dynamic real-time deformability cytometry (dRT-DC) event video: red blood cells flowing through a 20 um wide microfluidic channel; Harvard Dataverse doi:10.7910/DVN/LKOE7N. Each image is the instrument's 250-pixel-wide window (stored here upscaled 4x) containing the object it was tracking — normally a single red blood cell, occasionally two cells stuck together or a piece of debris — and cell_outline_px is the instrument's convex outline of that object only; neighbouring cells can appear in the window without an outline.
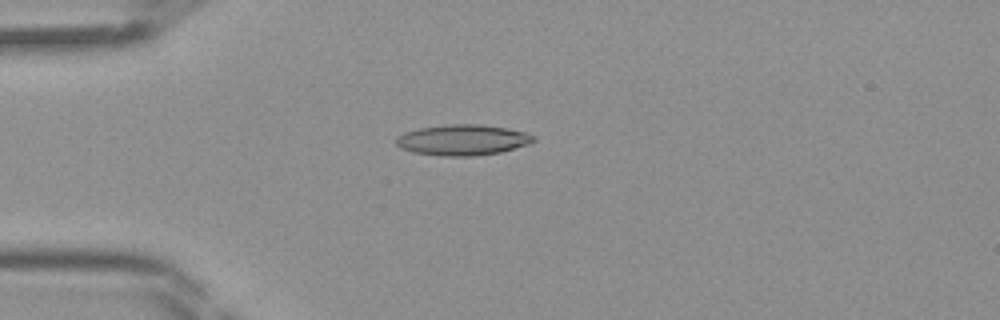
{"species": "Egyptian fruit bat (a non-hibernating species)", "species_latin": "Rousettus aegyptiacus", "temperature_condition": "room temperature", "stored_images_in_passage": 33, "camera_frame_rate_fps": 3000, "um_per_image_px": 0.085, "frame": {"image": 1, "passage_image": 1, "time_ms": 0.0, "image_size_px": [1000, 320], "cell_outline_px": [[536, 140], [528, 144], [500, 152], [476, 156], [440, 156], [412, 152], [400, 148], [396, 144], [396, 136], [404, 132], [420, 128], [448, 124], [480, 124], [504, 128], [524, 132], [536, 136]], "centroid_in_image_um": [39.29, 11.9], "position_along_channel_um": 45.7, "area_um2": 24.62}}
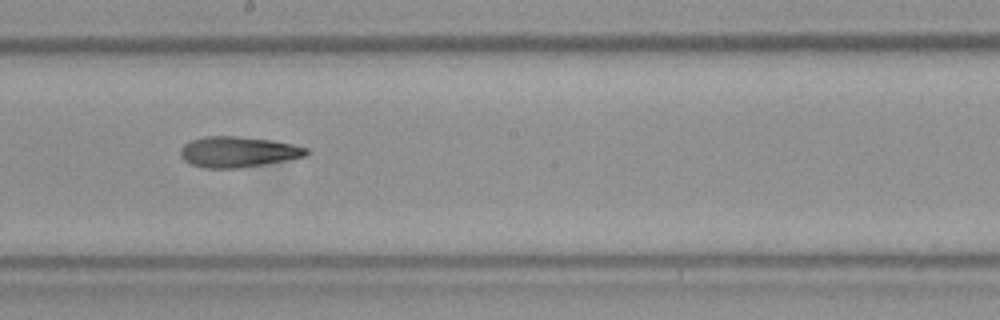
{"frame": {"image": 2, "passage_image": 14, "time_ms": 4.333, "image_size_px": [1000, 320], "cell_outline_px": [[312, 152], [308, 156], [240, 168], [204, 168], [192, 164], [184, 160], [180, 156], [180, 148], [184, 144], [192, 140], [204, 136], [240, 136], [272, 140], [292, 144], [308, 148]], "centroid_in_image_um": [20.25, 12.9], "position_along_channel_um": 227.9, "area_um2": 22.66}}
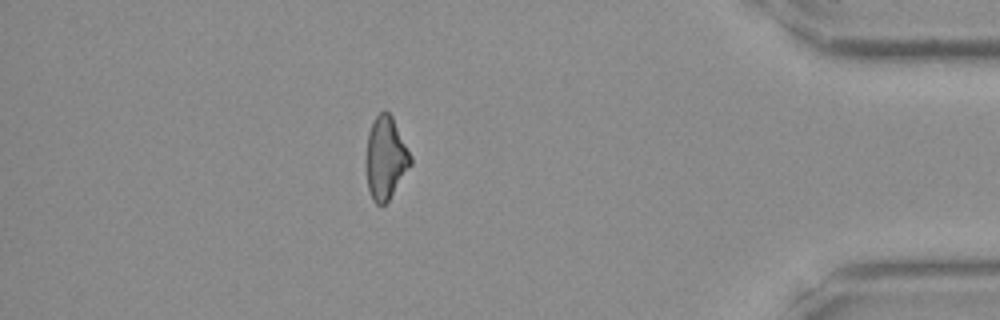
{"frame": {"image": 3, "passage_image": 28, "time_ms": 9.0, "image_size_px": [1000, 320], "cell_outline_px": [[412, 164], [388, 200], [384, 204], [376, 204], [372, 200], [368, 188], [364, 160], [368, 132], [372, 120], [384, 108], [392, 116], [412, 156]], "centroid_in_image_um": [32.75, 13.4], "position_along_channel_um": 402.5, "area_um2": 21.79}}